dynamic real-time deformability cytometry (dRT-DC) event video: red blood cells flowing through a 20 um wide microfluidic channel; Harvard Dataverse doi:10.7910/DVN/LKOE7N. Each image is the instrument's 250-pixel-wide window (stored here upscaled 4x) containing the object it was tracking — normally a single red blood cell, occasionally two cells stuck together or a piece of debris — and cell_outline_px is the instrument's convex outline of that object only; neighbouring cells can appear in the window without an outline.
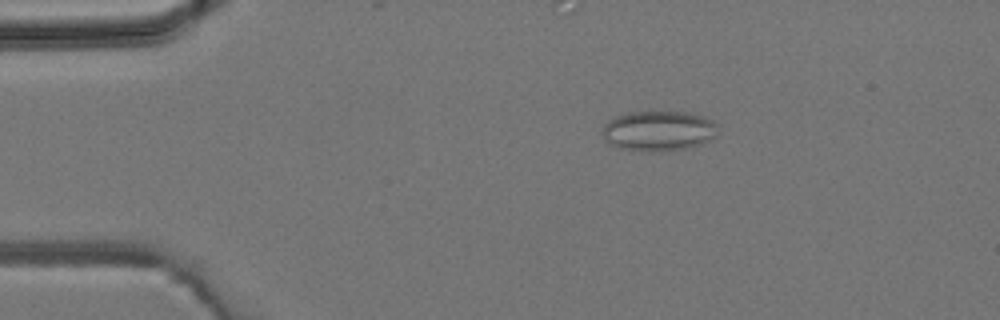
{"species": "common noctule bat (a hibernating species)", "species_latin": "Nyctalus noctula", "temperature_condition": "room temperature", "stored_images_in_passage": 35, "camera_frame_rate_fps": 3000, "um_per_image_px": 0.085, "animal": {"sex": "male", "body_mass_g": 19.2, "forearm_length_mm": 51.8}, "frame": {"image": 1, "passage_image": 4, "time_ms": 1.0, "image_size_px": [1000, 320], "cell_outline_px": [[716, 136], [700, 144], [688, 148], [660, 152], [648, 152], [620, 148], [608, 144], [604, 140], [600, 132], [604, 124], [608, 120], [616, 116], [628, 112], [684, 112], [704, 116], [712, 120], [716, 124]], "centroid_in_image_um": [55.92, 11.14], "position_along_channel_um": 29.1, "area_um2": 27.34}}
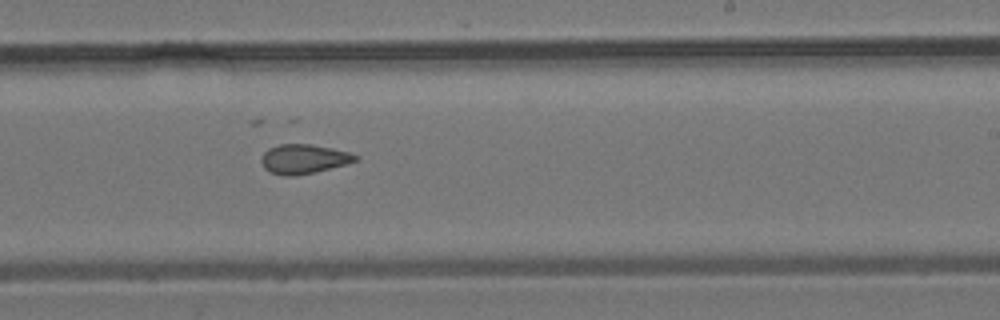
{"frame": {"image": 2, "passage_image": 23, "time_ms": 7.333, "image_size_px": [1000, 320], "cell_outline_px": [[360, 160], [312, 172], [292, 176], [284, 176], [272, 172], [264, 168], [260, 160], [260, 156], [268, 148], [280, 144], [312, 144], [332, 148], [348, 152], [360, 156]], "centroid_in_image_um": [25.8, 13.49], "position_along_channel_um": 263.2, "area_um2": 16.01}}
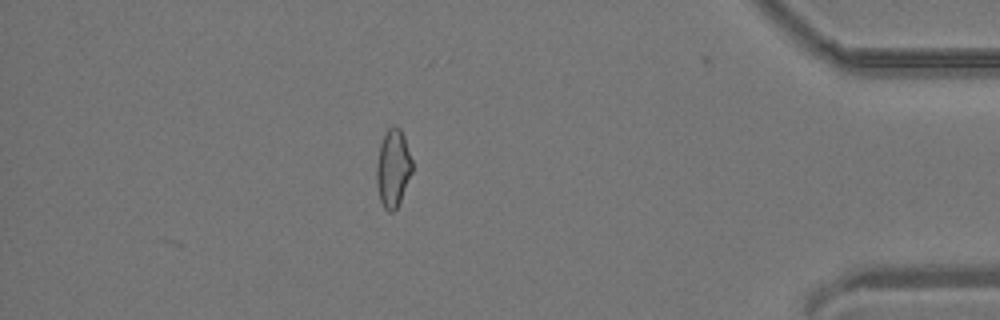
{"frame": {"image": 3, "passage_image": 35, "time_ms": 11.333, "image_size_px": [1000, 320], "cell_outline_px": [[412, 172], [400, 200], [396, 208], [392, 212], [388, 212], [384, 208], [380, 200], [376, 184], [376, 164], [380, 144], [388, 128], [392, 124], [396, 124], [400, 128], [404, 136], [412, 160]], "centroid_in_image_um": [33.39, 14.27], "position_along_channel_um": 401.8, "area_um2": 16.18}}